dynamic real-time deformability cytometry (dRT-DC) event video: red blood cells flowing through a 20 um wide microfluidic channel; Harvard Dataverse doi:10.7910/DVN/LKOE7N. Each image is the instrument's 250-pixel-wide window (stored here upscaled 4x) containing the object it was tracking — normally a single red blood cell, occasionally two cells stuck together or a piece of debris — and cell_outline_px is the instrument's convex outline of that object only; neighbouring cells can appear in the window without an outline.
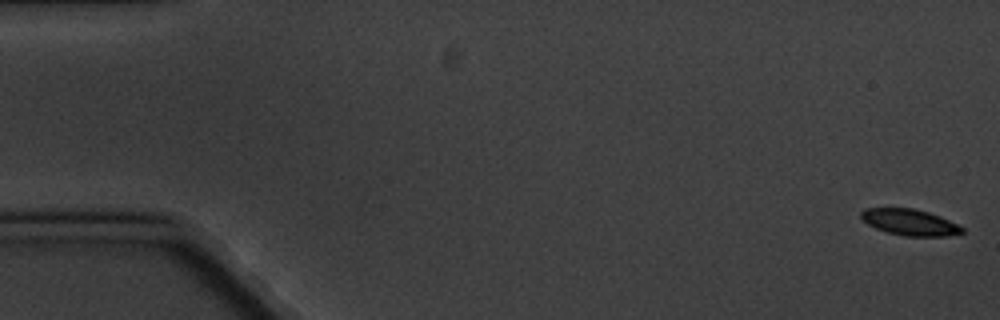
{"species": "common noctule bat (a hibernating species)", "species_latin": "Nyctalus noctula", "temperature_condition": "cold", "stored_images_in_passage": 6, "camera_frame_rate_fps": 3000, "um_per_image_px": 0.085, "animal": {"sex": "male", "body_mass_g": 20.1, "forearm_length_mm": 53.5}, "frame": {"image": 1, "passage_image": 1, "time_ms": 0.0, "image_size_px": [1000, 320], "cell_outline_px": [[964, 232], [948, 236], [904, 236], [888, 232], [876, 228], [868, 224], [860, 216], [860, 212], [864, 208], [912, 208], [928, 212], [940, 216], [964, 228]], "centroid_in_image_um": [77.32, 18.89], "position_along_channel_um": 7.7, "area_um2": 15.32}}
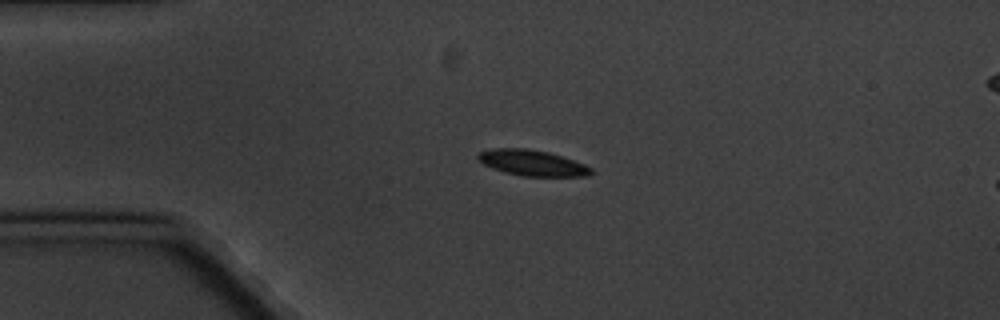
{"frame": {"image": 2, "passage_image": 4, "time_ms": 4.333, "image_size_px": [1000, 320], "cell_outline_px": [[596, 172], [588, 176], [524, 176], [504, 172], [492, 168], [476, 160], [476, 156], [480, 152], [492, 148], [528, 148], [548, 152], [584, 164], [592, 168]], "centroid_in_image_um": [45.23, 13.85], "position_along_channel_um": 39.8, "area_um2": 17.05}}